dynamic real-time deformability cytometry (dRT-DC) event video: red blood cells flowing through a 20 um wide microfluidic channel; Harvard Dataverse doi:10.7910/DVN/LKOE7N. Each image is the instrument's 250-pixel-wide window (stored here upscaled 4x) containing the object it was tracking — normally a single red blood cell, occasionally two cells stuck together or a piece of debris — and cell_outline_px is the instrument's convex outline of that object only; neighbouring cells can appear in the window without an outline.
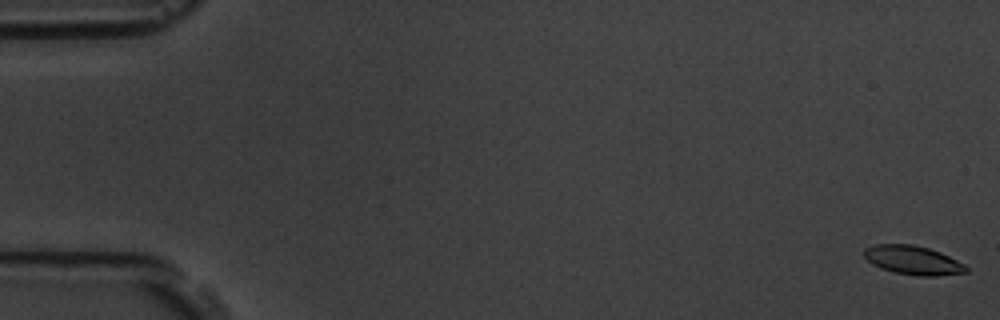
{"species": "common noctule bat (a hibernating species)", "species_latin": "Nyctalus noctula", "temperature_condition": "room temperature", "stored_images_in_passage": 5, "camera_frame_rate_fps": 3000, "um_per_image_px": 0.085, "animal": {"sex": "male", "body_mass_g": 19.5, "forearm_length_mm": 54.6}, "frame": {"image": 1, "passage_image": 1, "time_ms": 0.0, "image_size_px": [1000, 320], "cell_outline_px": [[968, 272], [936, 276], [916, 276], [896, 272], [880, 268], [872, 264], [864, 256], [864, 248], [876, 244], [912, 244], [928, 248], [940, 252], [964, 264], [968, 268]], "centroid_in_image_um": [77.59, 22.12], "position_along_channel_um": 7.4, "area_um2": 17.11}}
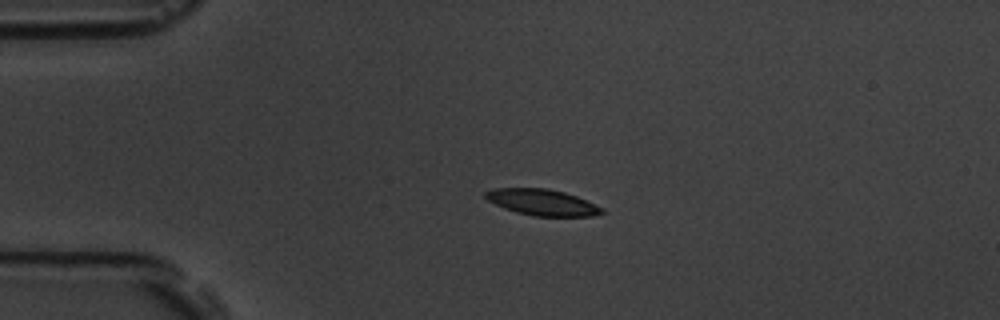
{"frame": {"image": 2, "passage_image": 4, "time_ms": 4.333, "image_size_px": [1000, 320], "cell_outline_px": [[604, 212], [592, 216], [532, 216], [516, 212], [504, 208], [488, 200], [484, 196], [484, 192], [492, 188], [548, 188], [564, 192], [576, 196], [604, 208]], "centroid_in_image_um": [46.07, 17.19], "position_along_channel_um": 38.9, "area_um2": 17.74}}